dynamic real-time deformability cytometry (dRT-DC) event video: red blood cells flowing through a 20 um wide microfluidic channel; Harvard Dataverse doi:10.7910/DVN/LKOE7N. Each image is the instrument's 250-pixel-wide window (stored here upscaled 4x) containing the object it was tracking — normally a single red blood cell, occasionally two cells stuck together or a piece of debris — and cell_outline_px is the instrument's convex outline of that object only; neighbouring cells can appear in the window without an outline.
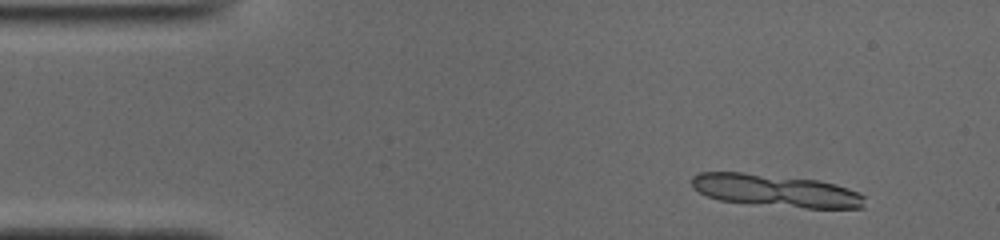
{"species": "common noctule bat (a hibernating species)", "species_latin": "Nyctalus noctula", "temperature_condition": "cold", "stored_images_in_passage": 6, "camera_frame_rate_fps": 3000, "um_per_image_px": 0.085, "animal": {"sex": "male", "body_mass_g": 19.0, "forearm_length_mm": 50.8}, "frame": {"image": 1, "passage_image": 1, "time_ms": 0.0, "image_size_px": [1000, 240], "cell_outline_px": [[864, 208], [804, 208], [720, 200], [708, 196], [692, 188], [692, 176], [700, 172], [740, 172], [816, 180], [832, 184], [856, 192], [864, 196]], "centroid_in_image_um": [65.9, 16.2], "position_along_channel_um": 19.1, "area_um2": 32.08}}